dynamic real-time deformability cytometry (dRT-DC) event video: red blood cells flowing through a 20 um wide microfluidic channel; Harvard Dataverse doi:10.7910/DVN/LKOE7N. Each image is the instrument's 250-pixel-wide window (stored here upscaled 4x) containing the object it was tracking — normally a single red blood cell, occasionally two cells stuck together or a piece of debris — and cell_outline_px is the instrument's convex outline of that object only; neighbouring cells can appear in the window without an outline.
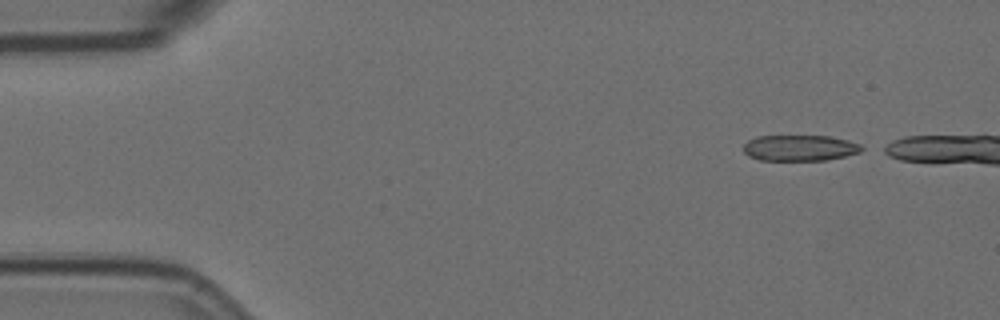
{"species": "Egyptian fruit bat (a non-hibernating species)", "species_latin": "Rousettus aegyptiacus", "temperature_condition": "room temperature", "stored_images_in_passage": 6, "camera_frame_rate_fps": 3000, "um_per_image_px": 0.085, "animal": {"sex": "female"}, "frame": {"image": 1, "passage_image": 1, "time_ms": 0.0, "image_size_px": [1000, 320], "cell_outline_px": [[868, 148], [860, 152], [828, 160], [760, 160], [748, 156], [744, 152], [744, 144], [748, 140], [756, 136], [828, 136], [848, 140], [860, 144]], "centroid_in_image_um": [68.01, 12.57], "position_along_channel_um": 17.0, "area_um2": 17.98}}
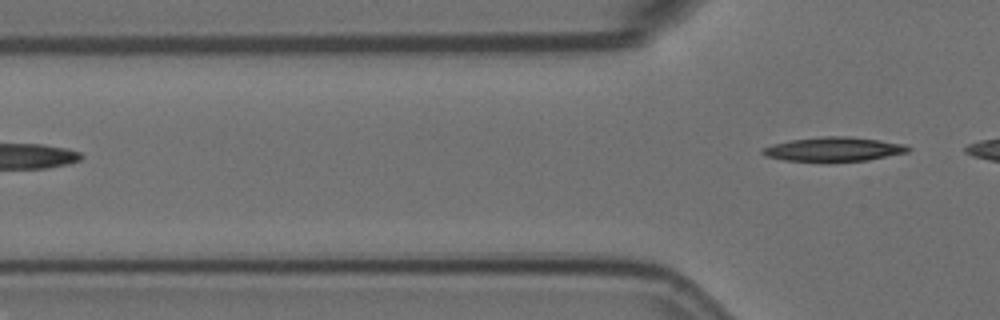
{"frame": {"image": 2, "passage_image": 6, "time_ms": 1.667, "image_size_px": [1000, 320], "cell_outline_px": [[912, 148], [908, 152], [868, 160], [784, 160], [764, 156], [760, 152], [760, 148], [772, 144], [792, 140], [820, 136], [848, 136], [880, 140], [904, 144]], "centroid_in_image_um": [70.84, 12.66], "position_along_channel_um": 55.0, "area_um2": 20.23}}